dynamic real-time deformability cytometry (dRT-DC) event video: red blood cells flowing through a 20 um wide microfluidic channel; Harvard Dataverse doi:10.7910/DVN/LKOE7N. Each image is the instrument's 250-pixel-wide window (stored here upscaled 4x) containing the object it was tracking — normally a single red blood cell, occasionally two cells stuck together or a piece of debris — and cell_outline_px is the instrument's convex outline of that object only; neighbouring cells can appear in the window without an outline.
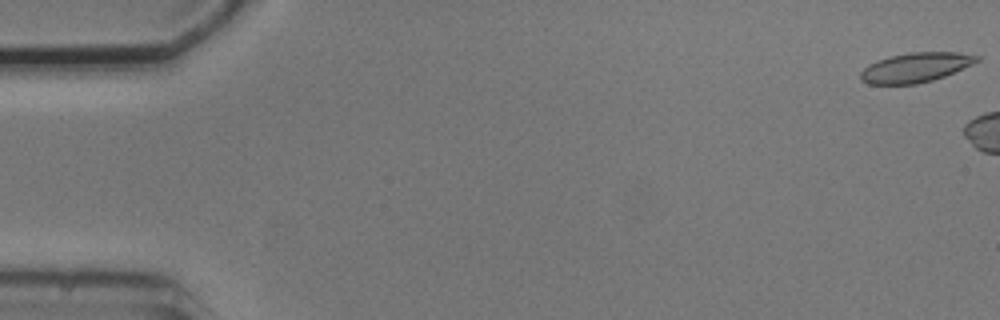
{"species": "common noctule bat (a hibernating species)", "species_latin": "Nyctalus noctula", "temperature_condition": "cold", "stored_images_in_passage": 4, "camera_frame_rate_fps": 3000, "um_per_image_px": 0.085, "animal": {"sex": "male", "body_mass_g": 20.5, "forearm_length_mm": 52.5}, "frame": {"image": 1, "passage_image": 1, "time_ms": 0.0, "image_size_px": [1000, 320], "cell_outline_px": [[980, 60], [972, 64], [944, 76], [932, 80], [916, 84], [868, 84], [860, 80], [860, 72], [868, 64], [876, 60], [888, 56], [908, 52], [960, 52], [980, 56]], "centroid_in_image_um": [77.79, 5.72], "position_along_channel_um": 7.2, "area_um2": 20.17}}